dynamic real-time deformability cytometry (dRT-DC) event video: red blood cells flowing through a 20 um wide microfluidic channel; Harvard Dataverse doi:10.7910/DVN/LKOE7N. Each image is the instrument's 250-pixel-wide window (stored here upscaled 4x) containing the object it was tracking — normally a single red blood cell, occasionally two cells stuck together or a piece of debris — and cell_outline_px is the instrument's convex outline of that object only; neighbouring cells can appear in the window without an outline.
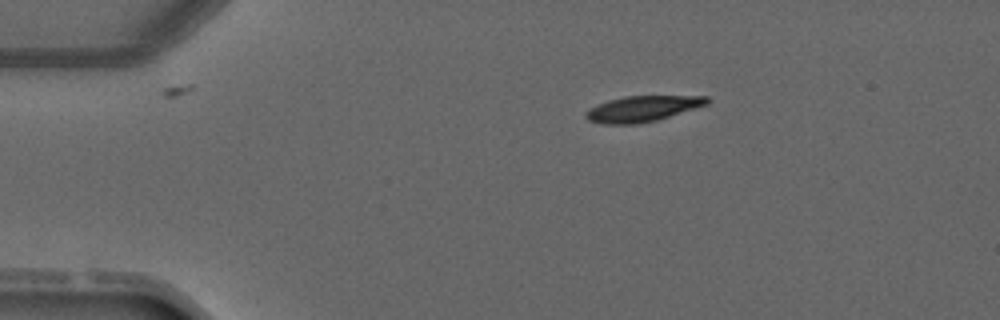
{"species": "common noctule bat (a hibernating species)", "species_latin": "Nyctalus noctula", "temperature_condition": "warm", "stored_images_in_passage": 3, "camera_frame_rate_fps": 3000, "um_per_image_px": 0.085, "animal": {"sex": "male", "forearm_length_mm": 52.5}, "frame": {"image": 1, "passage_image": 3, "time_ms": 2.667, "image_size_px": [1000, 320], "cell_outline_px": [[712, 100], [708, 104], [656, 120], [640, 124], [604, 124], [588, 120], [584, 116], [584, 112], [608, 100], [624, 96], [708, 96]], "centroid_in_image_um": [54.62, 9.24], "position_along_channel_um": 30.4, "area_um2": 18.09}}